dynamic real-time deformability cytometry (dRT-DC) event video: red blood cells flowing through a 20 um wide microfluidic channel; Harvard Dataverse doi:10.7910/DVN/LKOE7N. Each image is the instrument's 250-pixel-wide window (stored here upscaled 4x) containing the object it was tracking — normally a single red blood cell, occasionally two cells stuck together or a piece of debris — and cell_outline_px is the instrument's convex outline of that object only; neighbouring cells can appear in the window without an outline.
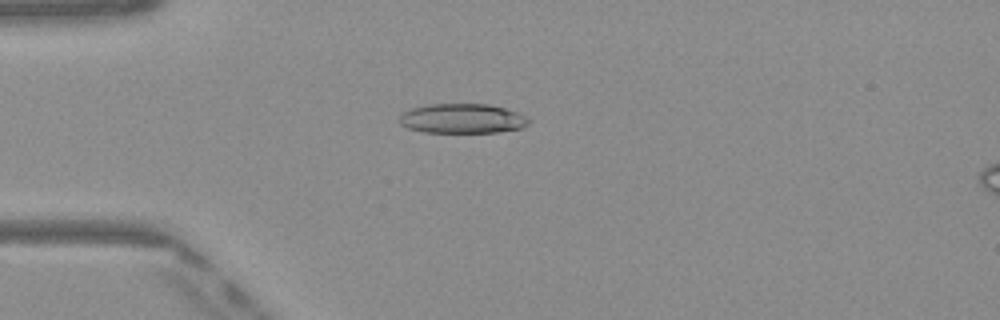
{"species": "Egyptian fruit bat (a non-hibernating species)", "species_latin": "Rousettus aegyptiacus", "temperature_condition": "warm", "stored_images_in_passage": 48, "camera_frame_rate_fps": 3000, "um_per_image_px": 0.085, "frame": {"image": 1, "passage_image": 12, "time_ms": 3.667, "image_size_px": [1000, 320], "cell_outline_px": [[528, 124], [520, 128], [496, 132], [424, 132], [408, 128], [400, 124], [400, 116], [404, 112], [412, 108], [428, 104], [488, 104], [504, 108], [528, 116]], "centroid_in_image_um": [39.29, 10.07], "position_along_channel_um": 45.7, "area_um2": 22.14}}
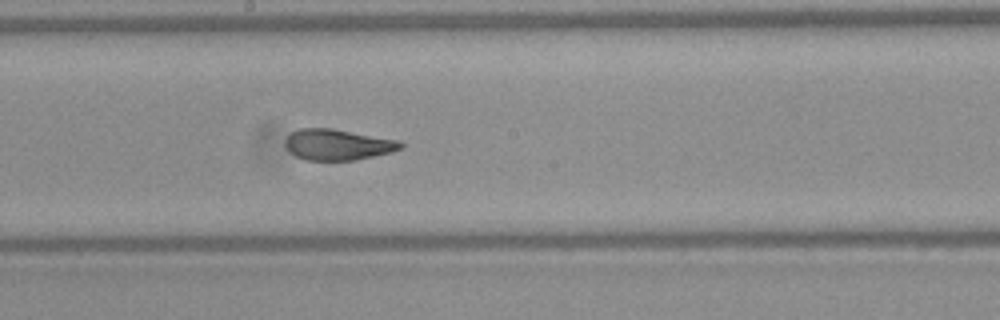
{"frame": {"image": 2, "passage_image": 25, "time_ms": 8.0, "image_size_px": [1000, 320], "cell_outline_px": [[404, 148], [392, 152], [356, 160], [308, 160], [296, 156], [288, 152], [284, 144], [284, 140], [292, 132], [300, 128], [332, 128], [400, 140], [404, 144]], "centroid_in_image_um": [28.72, 12.29], "position_along_channel_um": 219.5, "area_um2": 21.04}}
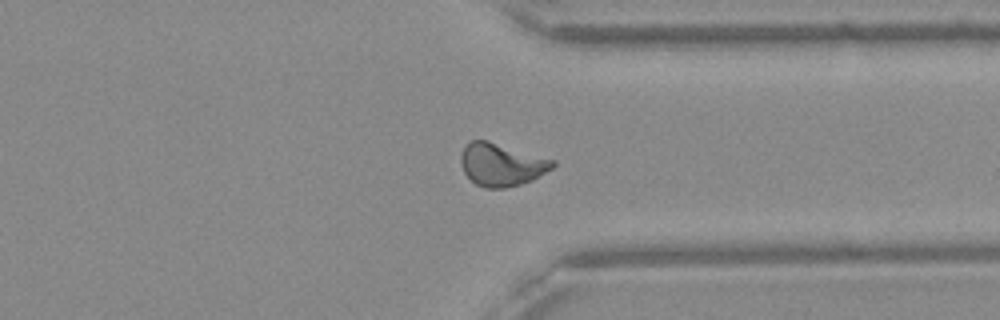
{"frame": {"image": 3, "passage_image": 36, "time_ms": 11.667, "image_size_px": [1000, 320], "cell_outline_px": [[556, 164], [552, 168], [532, 180], [520, 184], [504, 188], [484, 188], [476, 184], [464, 172], [460, 160], [460, 156], [464, 148], [472, 140], [488, 140], [556, 160]], "centroid_in_image_um": [42.64, 13.98], "position_along_channel_um": 368.8, "area_um2": 22.77}, "authors_computed_cell_mechanics": {"area_um2": 22.2819, "velocity_mm_per_s": 4.0981, "shape_relaxation_time_tau1_ms": 6.4862, "shape_relaxation_time_tau2_ms": 1.1704, "deformation_change_tau1": 0.1932, "deformation_change_tau2": 0.0632}}